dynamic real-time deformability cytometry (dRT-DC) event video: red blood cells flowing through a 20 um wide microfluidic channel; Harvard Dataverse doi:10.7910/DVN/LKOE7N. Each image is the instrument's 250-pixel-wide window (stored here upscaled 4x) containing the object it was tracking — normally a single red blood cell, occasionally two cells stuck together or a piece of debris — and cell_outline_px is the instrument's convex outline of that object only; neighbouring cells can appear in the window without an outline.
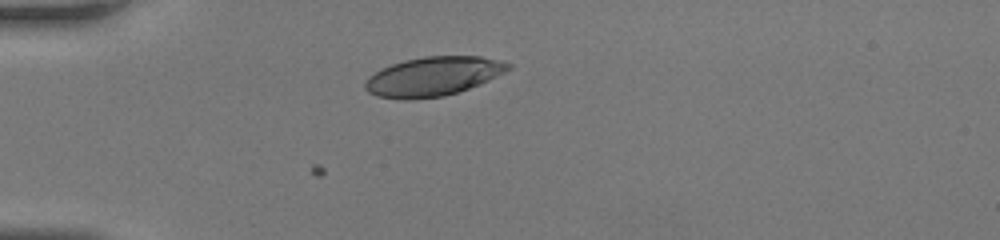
{"species": "human", "species_latin": "Homo sapiens", "temperature_condition": "room temperature", "stored_images_in_passage": 34, "camera_frame_rate_fps": 3000, "um_per_image_px": 0.085, "donor": {"sex": "female"}, "frame": {"image": 1, "passage_image": 1, "time_ms": 0.0, "image_size_px": [1000, 240], "cell_outline_px": [[512, 68], [480, 84], [444, 96], [412, 100], [400, 100], [376, 96], [368, 92], [364, 88], [364, 84], [368, 76], [392, 64], [404, 60], [424, 56], [480, 56], [512, 64]], "centroid_in_image_um": [36.78, 6.51], "position_along_channel_um": 48.2, "area_um2": 32.6}}
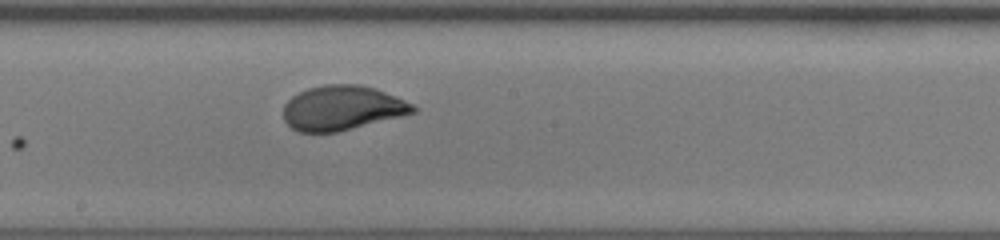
{"frame": {"image": 2, "passage_image": 14, "time_ms": 4.333, "image_size_px": [1000, 240], "cell_outline_px": [[416, 112], [336, 132], [300, 132], [292, 128], [284, 120], [284, 104], [292, 96], [308, 88], [324, 84], [360, 84], [376, 88], [396, 96], [412, 104], [416, 108]], "centroid_in_image_um": [29.07, 9.16], "position_along_channel_um": 219.1, "area_um2": 33.47}}
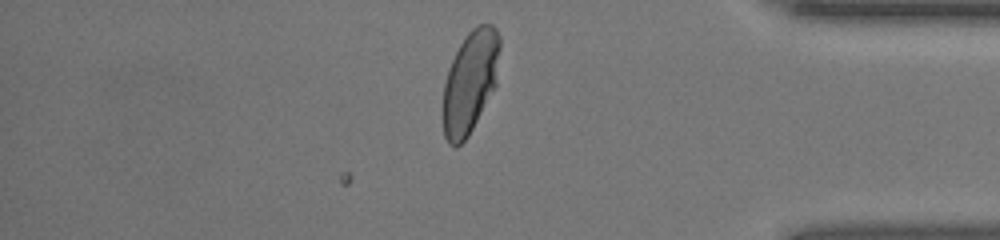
{"frame": {"image": 3, "passage_image": 27, "time_ms": 8.667, "image_size_px": [1000, 240], "cell_outline_px": [[500, 48], [496, 84], [468, 136], [456, 148], [448, 144], [444, 136], [440, 108], [444, 84], [448, 68], [460, 44], [468, 32], [476, 24], [492, 24], [496, 28], [500, 36]], "centroid_in_image_um": [39.92, 6.98], "position_along_channel_um": 395.3, "area_um2": 34.39}}